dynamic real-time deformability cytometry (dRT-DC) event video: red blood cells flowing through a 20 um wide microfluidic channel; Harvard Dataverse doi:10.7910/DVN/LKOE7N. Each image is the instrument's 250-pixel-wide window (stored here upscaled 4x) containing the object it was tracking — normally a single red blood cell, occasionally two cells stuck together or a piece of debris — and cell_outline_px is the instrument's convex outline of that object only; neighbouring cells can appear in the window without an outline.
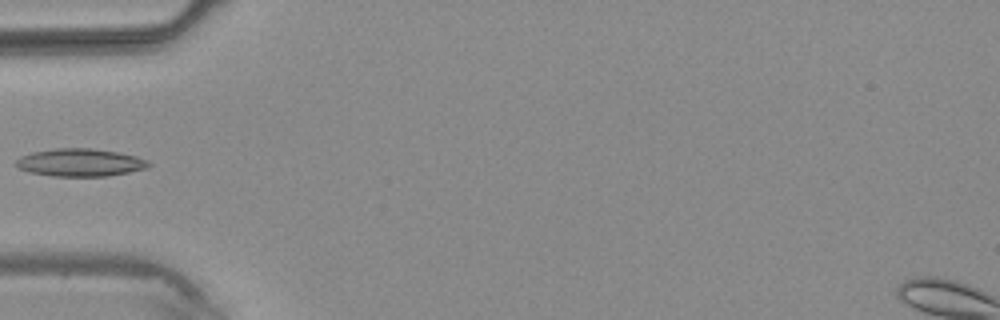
{"species": "common noctule bat (a hibernating species)", "species_latin": "Nyctalus noctula", "temperature_condition": "warm", "stored_images_in_passage": 3, "camera_frame_rate_fps": 3000, "um_per_image_px": 0.085, "animal": {"sex": "male", "body_mass_g": 20.4}, "frame": {"image": 1, "passage_image": 3, "time_ms": 3.333, "image_size_px": [1000, 320], "cell_outline_px": [[152, 164], [148, 168], [108, 176], [52, 176], [28, 172], [20, 168], [16, 164], [16, 160], [20, 156], [32, 152], [56, 148], [92, 148], [116, 152], [136, 156], [148, 160]], "centroid_in_image_um": [6.83, 13.81], "position_along_channel_um": 78.2, "area_um2": 21.44}}